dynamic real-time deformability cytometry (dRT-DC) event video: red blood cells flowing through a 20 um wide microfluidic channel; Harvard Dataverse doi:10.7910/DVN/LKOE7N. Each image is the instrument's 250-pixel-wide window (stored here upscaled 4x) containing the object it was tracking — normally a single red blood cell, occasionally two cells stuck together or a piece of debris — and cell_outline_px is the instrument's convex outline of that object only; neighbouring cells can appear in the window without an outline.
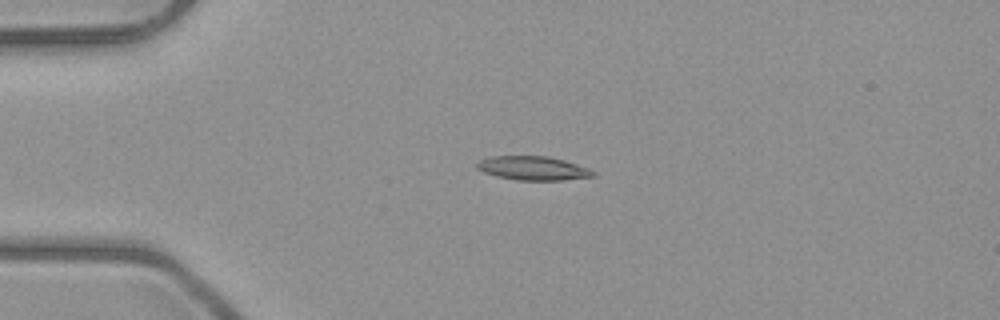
{"species": "common noctule bat (a hibernating species)", "species_latin": "Nyctalus noctula", "temperature_condition": "room temperature", "stored_images_in_passage": 5, "camera_frame_rate_fps": 3000, "um_per_image_px": 0.085, "animal": {"sex": "male", "body_mass_g": 23.1, "forearm_length_mm": 52.7}, "frame": {"image": 1, "passage_image": 1, "time_ms": 0.0, "image_size_px": [1000, 320], "cell_outline_px": [[596, 176], [564, 180], [516, 180], [496, 176], [484, 172], [476, 168], [476, 164], [480, 160], [488, 156], [548, 156], [564, 160], [588, 168], [596, 172]], "centroid_in_image_um": [45.3, 14.3], "position_along_channel_um": 39.7, "area_um2": 16.24}}
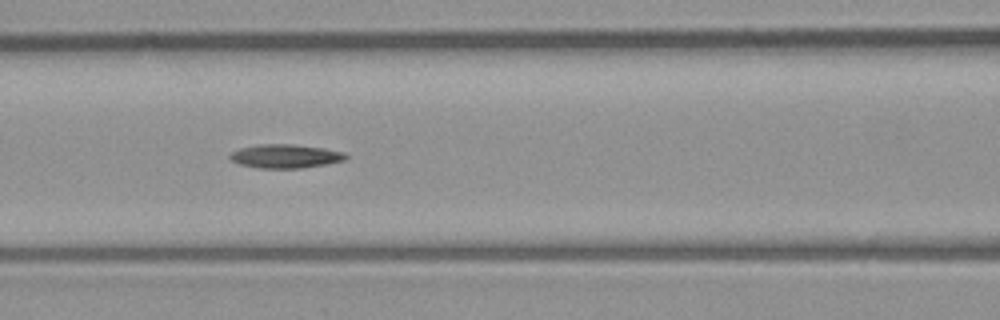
{"frame": {"image": 2, "passage_image": 4, "time_ms": 3.333, "image_size_px": [1000, 320], "cell_outline_px": [[348, 156], [344, 160], [324, 164], [300, 168], [256, 168], [240, 164], [232, 160], [228, 156], [232, 152], [240, 148], [256, 144], [292, 144], [324, 148], [344, 152]], "centroid_in_image_um": [24.23, 13.27], "position_along_channel_um": 142.4, "area_um2": 15.95}}
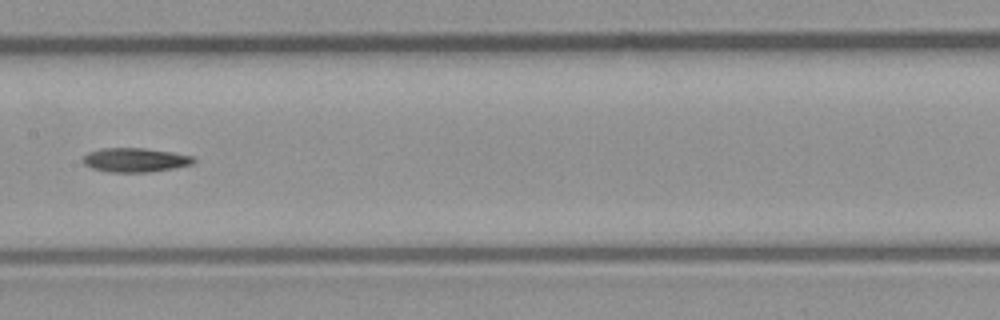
{"frame": {"image": 3, "passage_image": 5, "time_ms": 4.667, "image_size_px": [1000, 320], "cell_outline_px": [[196, 160], [192, 164], [176, 168], [148, 172], [108, 172], [92, 168], [84, 164], [80, 160], [88, 152], [100, 148], [144, 148], [172, 152], [196, 156]], "centroid_in_image_um": [11.5, 13.59], "position_along_channel_um": 195.9, "area_um2": 15.78}}